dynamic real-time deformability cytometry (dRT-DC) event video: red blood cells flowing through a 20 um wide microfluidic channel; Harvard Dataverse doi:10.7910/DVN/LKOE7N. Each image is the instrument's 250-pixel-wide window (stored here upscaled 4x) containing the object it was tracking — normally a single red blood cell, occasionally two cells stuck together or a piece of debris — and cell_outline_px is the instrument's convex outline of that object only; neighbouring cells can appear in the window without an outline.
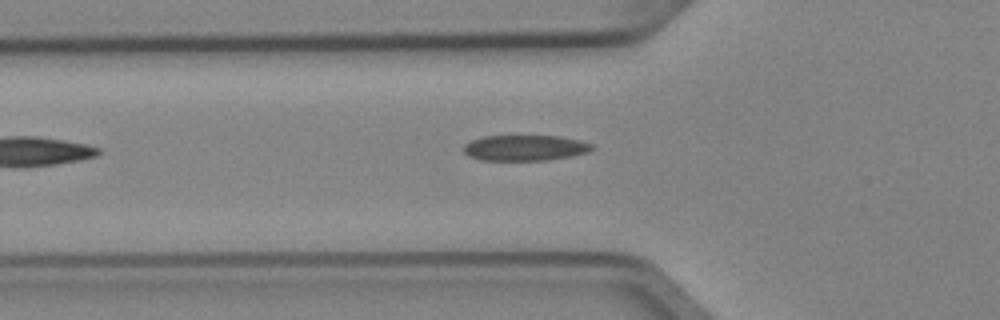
{"species": "Egyptian fruit bat (a non-hibernating species)", "species_latin": "Rousettus aegyptiacus", "temperature_condition": "cold", "stored_images_in_passage": 6, "camera_frame_rate_fps": 3000, "um_per_image_px": 0.085, "animal": {"sex": "female"}, "frame": {"image": 1, "passage_image": 6, "time_ms": 1.667, "image_size_px": [1000, 320], "cell_outline_px": [[592, 148], [588, 152], [568, 156], [544, 160], [480, 160], [468, 156], [464, 152], [464, 144], [472, 140], [484, 136], [560, 136], [580, 140], [592, 144]], "centroid_in_image_um": [44.58, 12.56], "position_along_channel_um": 81.2, "area_um2": 19.02}}